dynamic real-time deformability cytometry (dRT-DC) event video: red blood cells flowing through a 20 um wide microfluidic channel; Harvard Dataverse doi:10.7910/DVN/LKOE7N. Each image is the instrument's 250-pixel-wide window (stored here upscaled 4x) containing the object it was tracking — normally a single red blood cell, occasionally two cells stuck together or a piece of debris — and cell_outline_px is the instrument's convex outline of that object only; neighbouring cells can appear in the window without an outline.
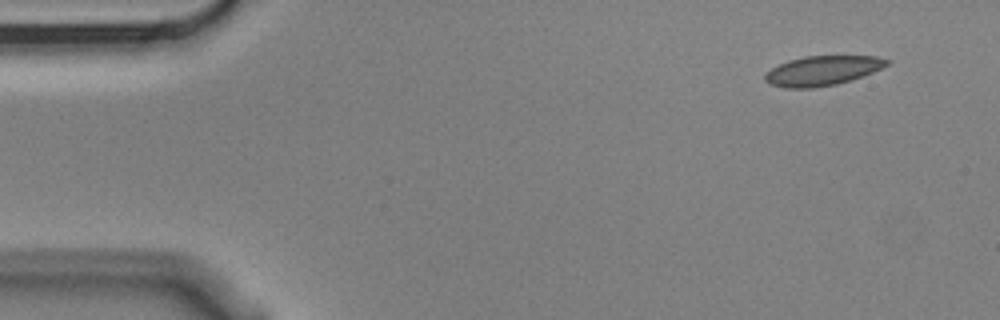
{"species": "Egyptian fruit bat (a non-hibernating species)", "species_latin": "Rousettus aegyptiacus", "temperature_condition": "cold", "stored_images_in_passage": 5, "segment_of_instrument_passage": [2, 2], "camera_frame_rate_fps": 3000, "um_per_image_px": 0.085, "animal": {"sex": "male"}, "frame": {"image": 1, "passage_image": 5, "time_ms": 1.333, "image_size_px": [1000, 320], "cell_outline_px": [[892, 60], [888, 64], [872, 72], [836, 84], [812, 88], [784, 88], [768, 84], [764, 80], [764, 76], [772, 68], [788, 60], [804, 56], [876, 56]], "centroid_in_image_um": [69.87, 6.0], "position_along_channel_um": 15.1, "area_um2": 20.87}}